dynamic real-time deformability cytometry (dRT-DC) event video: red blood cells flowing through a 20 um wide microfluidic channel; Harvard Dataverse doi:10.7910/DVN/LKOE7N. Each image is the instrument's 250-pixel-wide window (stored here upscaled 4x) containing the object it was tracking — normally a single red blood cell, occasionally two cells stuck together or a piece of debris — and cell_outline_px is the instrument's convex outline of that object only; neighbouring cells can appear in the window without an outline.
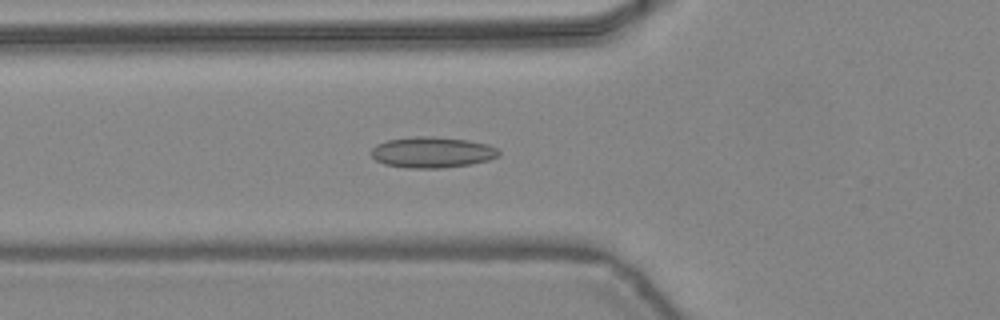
{"species": "common noctule bat (a hibernating species)", "species_latin": "Nyctalus noctula", "temperature_condition": "warm", "stored_images_in_passage": 21, "camera_frame_rate_fps": 3000, "um_per_image_px": 0.085, "animal": {"sex": "female", "body_mass_g": 24.6, "forearm_length_mm": 56.2}, "frame": {"image": 1, "passage_image": 7, "time_ms": 2.0, "image_size_px": [1000, 320], "cell_outline_px": [[500, 156], [488, 160], [468, 164], [444, 168], [408, 168], [384, 164], [376, 160], [372, 156], [372, 148], [376, 144], [388, 140], [416, 136], [432, 136], [468, 140], [488, 144], [496, 148], [500, 152]], "centroid_in_image_um": [36.74, 12.94], "position_along_channel_um": 89.1, "area_um2": 22.95}}
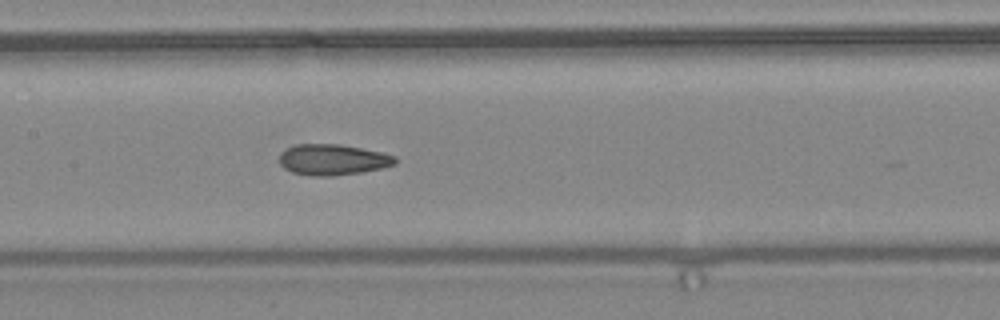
{"frame": {"image": 2, "passage_image": 13, "time_ms": 4.0, "image_size_px": [1000, 320], "cell_outline_px": [[396, 164], [384, 168], [360, 172], [332, 176], [312, 176], [292, 172], [284, 168], [280, 164], [280, 152], [296, 144], [340, 144], [380, 152], [396, 156]], "centroid_in_image_um": [28.28, 13.57], "position_along_channel_um": 179.1, "area_um2": 20.81}}
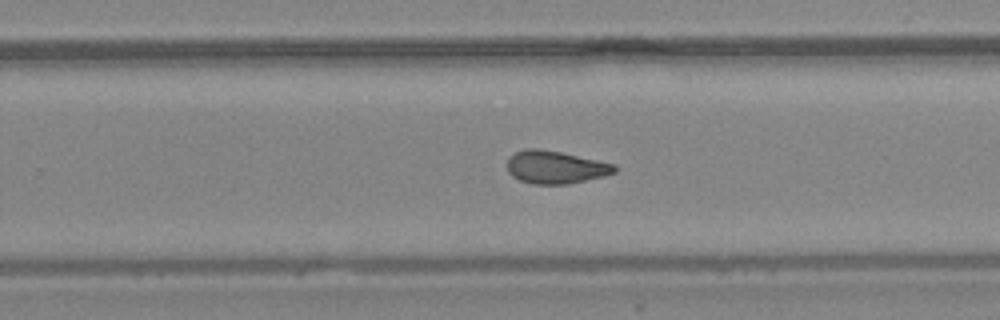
{"frame": {"image": 3, "passage_image": 20, "time_ms": 6.333, "image_size_px": [1000, 320], "cell_outline_px": [[616, 172], [604, 176], [568, 184], [532, 184], [520, 180], [512, 176], [508, 172], [508, 156], [516, 152], [528, 148], [536, 148], [560, 152], [616, 164]], "centroid_in_image_um": [47.21, 14.21], "position_along_channel_um": 282.6, "area_um2": 20.46}}